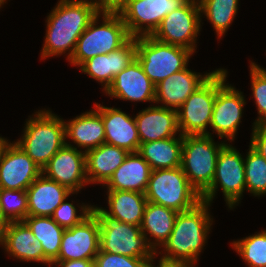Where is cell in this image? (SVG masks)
Here are the masks:
<instances>
[{"label":"cell","mask_w":266,"mask_h":267,"mask_svg":"<svg viewBox=\"0 0 266 267\" xmlns=\"http://www.w3.org/2000/svg\"><path fill=\"white\" fill-rule=\"evenodd\" d=\"M28 216L51 217L54 210L71 194H75L56 181L41 174L27 188Z\"/></svg>","instance_id":"obj_23"},{"label":"cell","mask_w":266,"mask_h":267,"mask_svg":"<svg viewBox=\"0 0 266 267\" xmlns=\"http://www.w3.org/2000/svg\"><path fill=\"white\" fill-rule=\"evenodd\" d=\"M250 146L266 159V124L254 125Z\"/></svg>","instance_id":"obj_38"},{"label":"cell","mask_w":266,"mask_h":267,"mask_svg":"<svg viewBox=\"0 0 266 267\" xmlns=\"http://www.w3.org/2000/svg\"><path fill=\"white\" fill-rule=\"evenodd\" d=\"M154 258H155V255L149 262L148 267H155L154 264L152 263L154 262ZM158 262H159L158 263L159 266L157 265V267H195L193 263L186 262V261H172V260L161 258Z\"/></svg>","instance_id":"obj_41"},{"label":"cell","mask_w":266,"mask_h":267,"mask_svg":"<svg viewBox=\"0 0 266 267\" xmlns=\"http://www.w3.org/2000/svg\"><path fill=\"white\" fill-rule=\"evenodd\" d=\"M183 135L152 142L141 143L138 153L149 164L151 170L177 168L181 166Z\"/></svg>","instance_id":"obj_29"},{"label":"cell","mask_w":266,"mask_h":267,"mask_svg":"<svg viewBox=\"0 0 266 267\" xmlns=\"http://www.w3.org/2000/svg\"><path fill=\"white\" fill-rule=\"evenodd\" d=\"M148 202L183 212L202 201L181 167L151 170L145 191Z\"/></svg>","instance_id":"obj_6"},{"label":"cell","mask_w":266,"mask_h":267,"mask_svg":"<svg viewBox=\"0 0 266 267\" xmlns=\"http://www.w3.org/2000/svg\"><path fill=\"white\" fill-rule=\"evenodd\" d=\"M0 245L16 259L44 263L43 246L24 221L11 222L0 237Z\"/></svg>","instance_id":"obj_24"},{"label":"cell","mask_w":266,"mask_h":267,"mask_svg":"<svg viewBox=\"0 0 266 267\" xmlns=\"http://www.w3.org/2000/svg\"><path fill=\"white\" fill-rule=\"evenodd\" d=\"M218 185L230 209L239 204L243 191L246 190L244 158L236 148L229 144L220 150L215 176L212 184L201 194L202 201L210 204L215 197Z\"/></svg>","instance_id":"obj_9"},{"label":"cell","mask_w":266,"mask_h":267,"mask_svg":"<svg viewBox=\"0 0 266 267\" xmlns=\"http://www.w3.org/2000/svg\"><path fill=\"white\" fill-rule=\"evenodd\" d=\"M97 15V7L93 2L60 0L47 16L41 58L46 59L68 51L69 61L75 51L77 40Z\"/></svg>","instance_id":"obj_1"},{"label":"cell","mask_w":266,"mask_h":267,"mask_svg":"<svg viewBox=\"0 0 266 267\" xmlns=\"http://www.w3.org/2000/svg\"><path fill=\"white\" fill-rule=\"evenodd\" d=\"M248 267H266V230L232 243Z\"/></svg>","instance_id":"obj_33"},{"label":"cell","mask_w":266,"mask_h":267,"mask_svg":"<svg viewBox=\"0 0 266 267\" xmlns=\"http://www.w3.org/2000/svg\"><path fill=\"white\" fill-rule=\"evenodd\" d=\"M33 116L26 121L23 136L15 143L43 169L65 145V125L50 110H39Z\"/></svg>","instance_id":"obj_3"},{"label":"cell","mask_w":266,"mask_h":267,"mask_svg":"<svg viewBox=\"0 0 266 267\" xmlns=\"http://www.w3.org/2000/svg\"><path fill=\"white\" fill-rule=\"evenodd\" d=\"M141 143L175 137L180 133L177 111L159 106L143 109L134 117Z\"/></svg>","instance_id":"obj_21"},{"label":"cell","mask_w":266,"mask_h":267,"mask_svg":"<svg viewBox=\"0 0 266 267\" xmlns=\"http://www.w3.org/2000/svg\"><path fill=\"white\" fill-rule=\"evenodd\" d=\"M57 267H94V260L77 259L68 261H54L52 265Z\"/></svg>","instance_id":"obj_40"},{"label":"cell","mask_w":266,"mask_h":267,"mask_svg":"<svg viewBox=\"0 0 266 267\" xmlns=\"http://www.w3.org/2000/svg\"><path fill=\"white\" fill-rule=\"evenodd\" d=\"M23 221L43 246L44 264L51 267L52 263L58 258L65 229L60 227L51 217L27 216Z\"/></svg>","instance_id":"obj_30"},{"label":"cell","mask_w":266,"mask_h":267,"mask_svg":"<svg viewBox=\"0 0 266 267\" xmlns=\"http://www.w3.org/2000/svg\"><path fill=\"white\" fill-rule=\"evenodd\" d=\"M94 107L102 115L105 143L120 147L129 153L138 152L141 142L135 118L121 109L101 104H95Z\"/></svg>","instance_id":"obj_20"},{"label":"cell","mask_w":266,"mask_h":267,"mask_svg":"<svg viewBox=\"0 0 266 267\" xmlns=\"http://www.w3.org/2000/svg\"><path fill=\"white\" fill-rule=\"evenodd\" d=\"M186 1L129 0L119 15L132 38L151 36L164 17L181 7Z\"/></svg>","instance_id":"obj_12"},{"label":"cell","mask_w":266,"mask_h":267,"mask_svg":"<svg viewBox=\"0 0 266 267\" xmlns=\"http://www.w3.org/2000/svg\"><path fill=\"white\" fill-rule=\"evenodd\" d=\"M95 206L81 205L82 211L77 215V208L73 203L65 200L54 210L51 218L62 228L69 229L81 223L94 210Z\"/></svg>","instance_id":"obj_36"},{"label":"cell","mask_w":266,"mask_h":267,"mask_svg":"<svg viewBox=\"0 0 266 267\" xmlns=\"http://www.w3.org/2000/svg\"><path fill=\"white\" fill-rule=\"evenodd\" d=\"M5 138H2V137H0V148H1V146H2V144L5 142Z\"/></svg>","instance_id":"obj_43"},{"label":"cell","mask_w":266,"mask_h":267,"mask_svg":"<svg viewBox=\"0 0 266 267\" xmlns=\"http://www.w3.org/2000/svg\"><path fill=\"white\" fill-rule=\"evenodd\" d=\"M244 104L243 93L228 83L217 91L210 126L219 138L235 139Z\"/></svg>","instance_id":"obj_16"},{"label":"cell","mask_w":266,"mask_h":267,"mask_svg":"<svg viewBox=\"0 0 266 267\" xmlns=\"http://www.w3.org/2000/svg\"><path fill=\"white\" fill-rule=\"evenodd\" d=\"M226 144H216L207 134L183 136L180 167L200 195L212 184L218 155Z\"/></svg>","instance_id":"obj_5"},{"label":"cell","mask_w":266,"mask_h":267,"mask_svg":"<svg viewBox=\"0 0 266 267\" xmlns=\"http://www.w3.org/2000/svg\"><path fill=\"white\" fill-rule=\"evenodd\" d=\"M129 0H98L95 5L98 14H120Z\"/></svg>","instance_id":"obj_39"},{"label":"cell","mask_w":266,"mask_h":267,"mask_svg":"<svg viewBox=\"0 0 266 267\" xmlns=\"http://www.w3.org/2000/svg\"><path fill=\"white\" fill-rule=\"evenodd\" d=\"M244 159L246 191L254 196L266 194V159L249 146Z\"/></svg>","instance_id":"obj_32"},{"label":"cell","mask_w":266,"mask_h":267,"mask_svg":"<svg viewBox=\"0 0 266 267\" xmlns=\"http://www.w3.org/2000/svg\"><path fill=\"white\" fill-rule=\"evenodd\" d=\"M177 214L178 212L174 209L147 202L140 227L148 244L155 250L156 254H158L156 251L158 249L157 246L161 247L170 236ZM148 234L155 241L151 242V238H147Z\"/></svg>","instance_id":"obj_28"},{"label":"cell","mask_w":266,"mask_h":267,"mask_svg":"<svg viewBox=\"0 0 266 267\" xmlns=\"http://www.w3.org/2000/svg\"><path fill=\"white\" fill-rule=\"evenodd\" d=\"M83 1H89V0H83ZM90 2L96 3L97 0H90Z\"/></svg>","instance_id":"obj_45"},{"label":"cell","mask_w":266,"mask_h":267,"mask_svg":"<svg viewBox=\"0 0 266 267\" xmlns=\"http://www.w3.org/2000/svg\"><path fill=\"white\" fill-rule=\"evenodd\" d=\"M251 87L255 104L258 110V118L254 125L266 124V69L258 66L254 62L250 63Z\"/></svg>","instance_id":"obj_35"},{"label":"cell","mask_w":266,"mask_h":267,"mask_svg":"<svg viewBox=\"0 0 266 267\" xmlns=\"http://www.w3.org/2000/svg\"><path fill=\"white\" fill-rule=\"evenodd\" d=\"M42 174L73 193H78L88 184L85 151L78 150L65 140V145L49 160Z\"/></svg>","instance_id":"obj_15"},{"label":"cell","mask_w":266,"mask_h":267,"mask_svg":"<svg viewBox=\"0 0 266 267\" xmlns=\"http://www.w3.org/2000/svg\"><path fill=\"white\" fill-rule=\"evenodd\" d=\"M42 174V169L17 143L6 139L0 148V189L24 190Z\"/></svg>","instance_id":"obj_13"},{"label":"cell","mask_w":266,"mask_h":267,"mask_svg":"<svg viewBox=\"0 0 266 267\" xmlns=\"http://www.w3.org/2000/svg\"><path fill=\"white\" fill-rule=\"evenodd\" d=\"M136 52V38H131L118 50L94 56L79 67L83 73L102 83L105 92L112 84L114 77L136 59Z\"/></svg>","instance_id":"obj_19"},{"label":"cell","mask_w":266,"mask_h":267,"mask_svg":"<svg viewBox=\"0 0 266 267\" xmlns=\"http://www.w3.org/2000/svg\"><path fill=\"white\" fill-rule=\"evenodd\" d=\"M151 168L138 153H129L105 184L108 191L122 190L145 193Z\"/></svg>","instance_id":"obj_25"},{"label":"cell","mask_w":266,"mask_h":267,"mask_svg":"<svg viewBox=\"0 0 266 267\" xmlns=\"http://www.w3.org/2000/svg\"><path fill=\"white\" fill-rule=\"evenodd\" d=\"M209 205L201 201L190 210L178 212L174 228L161 246L164 248L161 258L196 265L213 222L208 212Z\"/></svg>","instance_id":"obj_2"},{"label":"cell","mask_w":266,"mask_h":267,"mask_svg":"<svg viewBox=\"0 0 266 267\" xmlns=\"http://www.w3.org/2000/svg\"><path fill=\"white\" fill-rule=\"evenodd\" d=\"M99 226L101 251L136 258H153L156 255L140 226L113 219H99Z\"/></svg>","instance_id":"obj_11"},{"label":"cell","mask_w":266,"mask_h":267,"mask_svg":"<svg viewBox=\"0 0 266 267\" xmlns=\"http://www.w3.org/2000/svg\"><path fill=\"white\" fill-rule=\"evenodd\" d=\"M85 154L88 184L97 182L104 186L116 169L125 161L129 152L104 143Z\"/></svg>","instance_id":"obj_27"},{"label":"cell","mask_w":266,"mask_h":267,"mask_svg":"<svg viewBox=\"0 0 266 267\" xmlns=\"http://www.w3.org/2000/svg\"><path fill=\"white\" fill-rule=\"evenodd\" d=\"M109 211L103 207H94L99 219H113L141 226L147 199L144 193L135 191H108Z\"/></svg>","instance_id":"obj_22"},{"label":"cell","mask_w":266,"mask_h":267,"mask_svg":"<svg viewBox=\"0 0 266 267\" xmlns=\"http://www.w3.org/2000/svg\"><path fill=\"white\" fill-rule=\"evenodd\" d=\"M100 250L99 216L95 209L81 223L65 229L55 261L94 260Z\"/></svg>","instance_id":"obj_14"},{"label":"cell","mask_w":266,"mask_h":267,"mask_svg":"<svg viewBox=\"0 0 266 267\" xmlns=\"http://www.w3.org/2000/svg\"><path fill=\"white\" fill-rule=\"evenodd\" d=\"M4 3H6V0H0V8L2 5H4Z\"/></svg>","instance_id":"obj_44"},{"label":"cell","mask_w":266,"mask_h":267,"mask_svg":"<svg viewBox=\"0 0 266 267\" xmlns=\"http://www.w3.org/2000/svg\"><path fill=\"white\" fill-rule=\"evenodd\" d=\"M102 16L103 21L100 25L97 21L101 14H98L79 37L69 60L70 64L80 66L94 56L116 51L132 38L119 14Z\"/></svg>","instance_id":"obj_4"},{"label":"cell","mask_w":266,"mask_h":267,"mask_svg":"<svg viewBox=\"0 0 266 267\" xmlns=\"http://www.w3.org/2000/svg\"><path fill=\"white\" fill-rule=\"evenodd\" d=\"M201 13L207 17L218 38L224 36L238 10V0H198Z\"/></svg>","instance_id":"obj_31"},{"label":"cell","mask_w":266,"mask_h":267,"mask_svg":"<svg viewBox=\"0 0 266 267\" xmlns=\"http://www.w3.org/2000/svg\"><path fill=\"white\" fill-rule=\"evenodd\" d=\"M105 94L111 98L131 102H155V85L135 59L114 77Z\"/></svg>","instance_id":"obj_17"},{"label":"cell","mask_w":266,"mask_h":267,"mask_svg":"<svg viewBox=\"0 0 266 267\" xmlns=\"http://www.w3.org/2000/svg\"><path fill=\"white\" fill-rule=\"evenodd\" d=\"M201 75L187 67L162 80L155 86V104L161 102L168 109L178 110L186 99L214 73Z\"/></svg>","instance_id":"obj_18"},{"label":"cell","mask_w":266,"mask_h":267,"mask_svg":"<svg viewBox=\"0 0 266 267\" xmlns=\"http://www.w3.org/2000/svg\"><path fill=\"white\" fill-rule=\"evenodd\" d=\"M201 10L198 0H187L181 7L168 13L151 35L157 41L181 46L194 53L197 34L201 28Z\"/></svg>","instance_id":"obj_10"},{"label":"cell","mask_w":266,"mask_h":267,"mask_svg":"<svg viewBox=\"0 0 266 267\" xmlns=\"http://www.w3.org/2000/svg\"><path fill=\"white\" fill-rule=\"evenodd\" d=\"M227 70L217 69L177 110L178 128L184 135H211L210 126L217 91L226 83Z\"/></svg>","instance_id":"obj_7"},{"label":"cell","mask_w":266,"mask_h":267,"mask_svg":"<svg viewBox=\"0 0 266 267\" xmlns=\"http://www.w3.org/2000/svg\"><path fill=\"white\" fill-rule=\"evenodd\" d=\"M0 202L3 213L10 222L23 221L28 216L26 191L0 189Z\"/></svg>","instance_id":"obj_34"},{"label":"cell","mask_w":266,"mask_h":267,"mask_svg":"<svg viewBox=\"0 0 266 267\" xmlns=\"http://www.w3.org/2000/svg\"><path fill=\"white\" fill-rule=\"evenodd\" d=\"M65 138L84 148L85 153L105 143V131L102 115L93 109L76 116L71 121H64Z\"/></svg>","instance_id":"obj_26"},{"label":"cell","mask_w":266,"mask_h":267,"mask_svg":"<svg viewBox=\"0 0 266 267\" xmlns=\"http://www.w3.org/2000/svg\"><path fill=\"white\" fill-rule=\"evenodd\" d=\"M136 47V59L155 86L185 69L193 55L189 49L157 41L151 36L136 37Z\"/></svg>","instance_id":"obj_8"},{"label":"cell","mask_w":266,"mask_h":267,"mask_svg":"<svg viewBox=\"0 0 266 267\" xmlns=\"http://www.w3.org/2000/svg\"><path fill=\"white\" fill-rule=\"evenodd\" d=\"M10 221L7 219V217L4 215L1 202H0V237L4 234L5 230L10 225Z\"/></svg>","instance_id":"obj_42"},{"label":"cell","mask_w":266,"mask_h":267,"mask_svg":"<svg viewBox=\"0 0 266 267\" xmlns=\"http://www.w3.org/2000/svg\"><path fill=\"white\" fill-rule=\"evenodd\" d=\"M151 259L128 257L99 250L94 258V267H148Z\"/></svg>","instance_id":"obj_37"}]
</instances>
